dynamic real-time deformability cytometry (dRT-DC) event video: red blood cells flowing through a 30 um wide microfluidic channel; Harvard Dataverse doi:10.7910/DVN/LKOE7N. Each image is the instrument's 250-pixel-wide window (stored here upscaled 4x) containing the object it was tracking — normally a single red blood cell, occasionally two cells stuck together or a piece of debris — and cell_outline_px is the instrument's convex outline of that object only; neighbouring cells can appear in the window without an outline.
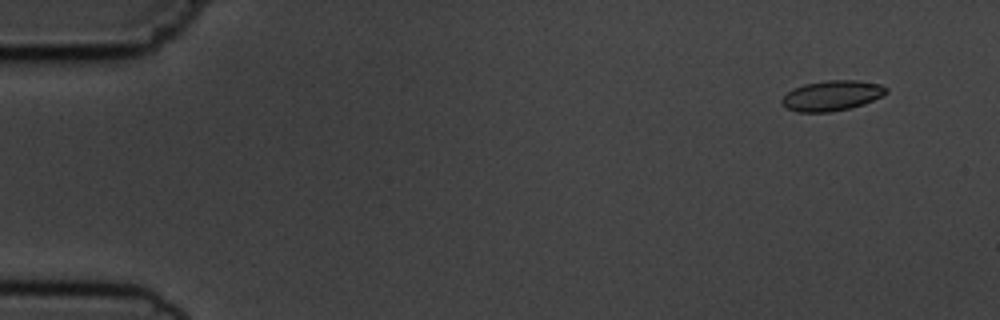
{"species": "common noctule bat (a hibernating species)", "species_latin": "Nyctalus noctula", "temperature_condition": "cold", "stored_images_in_passage": 9, "camera_frame_rate_fps": 3000, "um_per_image_px": 0.085, "animal": {"sex": "male", "body_mass_g": 19.5, "forearm_length_mm": 54.6}, "frame": {"image": 1, "passage_image": 2, "time_ms": 1.0, "image_size_px": [1000, 320], "cell_outline_px": [[888, 92], [864, 104], [848, 108], [828, 112], [796, 112], [788, 108], [780, 100], [792, 88], [804, 84], [828, 80], [856, 80], [880, 84], [888, 88]], "centroid_in_image_um": [70.7, 8.12], "position_along_channel_um": 14.3, "area_um2": 18.21}}
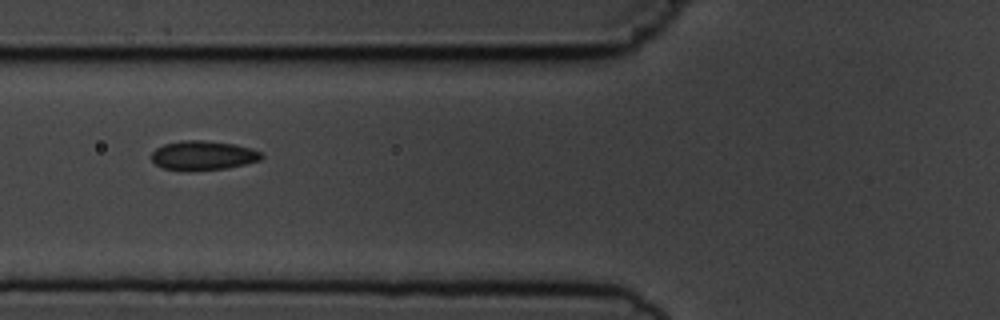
{"frame": {"image": 2, "passage_image": 7, "time_ms": 6.667, "image_size_px": [1000, 320], "cell_outline_px": [[264, 156], [260, 160], [228, 168], [164, 168], [156, 164], [152, 160], [152, 152], [156, 148], [164, 144], [180, 140], [204, 140], [232, 144], [252, 148], [260, 152]], "centroid_in_image_um": [17.29, 13.16], "position_along_channel_um": 108.5, "area_um2": 18.03}}
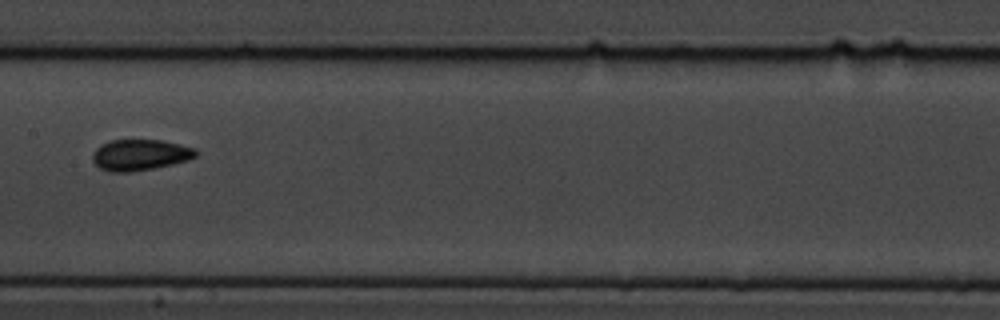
{"frame": {"image": 3, "passage_image": 9, "time_ms": 9.0, "image_size_px": [1000, 320], "cell_outline_px": [[200, 152], [196, 156], [188, 160], [172, 164], [152, 168], [128, 172], [108, 172], [100, 168], [92, 160], [92, 152], [100, 144], [112, 140], [160, 140], [180, 144], [196, 148]], "centroid_in_image_um": [11.9, 13.16], "position_along_channel_um": 195.5, "area_um2": 18.79}}